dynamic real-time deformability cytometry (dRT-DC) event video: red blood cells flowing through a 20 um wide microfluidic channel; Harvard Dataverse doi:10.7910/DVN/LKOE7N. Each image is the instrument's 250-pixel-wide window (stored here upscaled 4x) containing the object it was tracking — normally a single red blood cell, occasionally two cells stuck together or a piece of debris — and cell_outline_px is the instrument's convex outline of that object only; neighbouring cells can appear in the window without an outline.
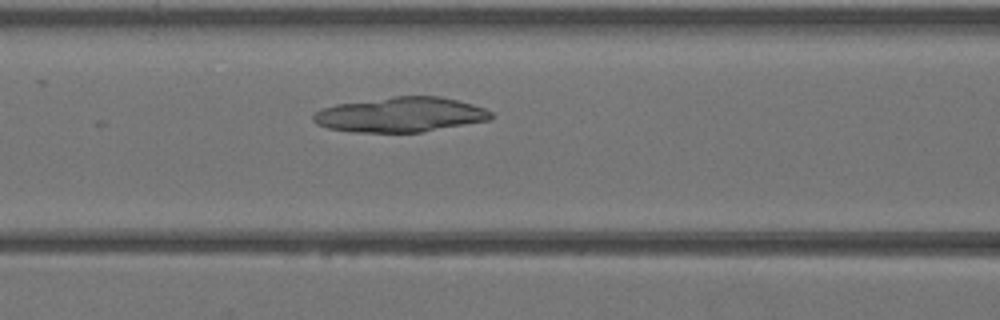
{"species": "Egyptian fruit bat (a non-hibernating species)", "species_latin": "Rousettus aegyptiacus", "temperature_condition": "warm", "stored_images_in_passage": 21, "camera_frame_rate_fps": 3000, "um_per_image_px": 0.085, "animal": {"sex": "female"}, "frame": {"image": 1, "passage_image": 5, "time_ms": 1.333, "image_size_px": [1000, 320], "cell_outline_px": [[492, 120], [420, 132], [352, 132], [328, 128], [316, 124], [312, 120], [312, 116], [320, 108], [336, 104], [396, 96], [440, 96], [472, 104], [484, 108], [492, 112]], "centroid_in_image_um": [34.03, 9.75], "position_along_channel_um": 132.6, "area_um2": 36.13}}
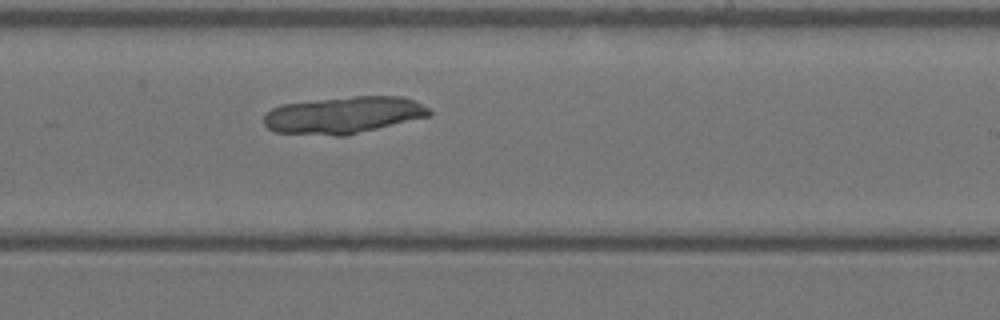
{"frame": {"image": 2, "passage_image": 13, "time_ms": 4.0, "image_size_px": [1000, 320], "cell_outline_px": [[432, 116], [348, 136], [336, 136], [272, 132], [264, 124], [264, 116], [272, 108], [280, 104], [352, 96], [404, 96], [428, 108], [432, 112]], "centroid_in_image_um": [29.22, 9.79], "position_along_channel_um": 259.8, "area_um2": 36.07}}
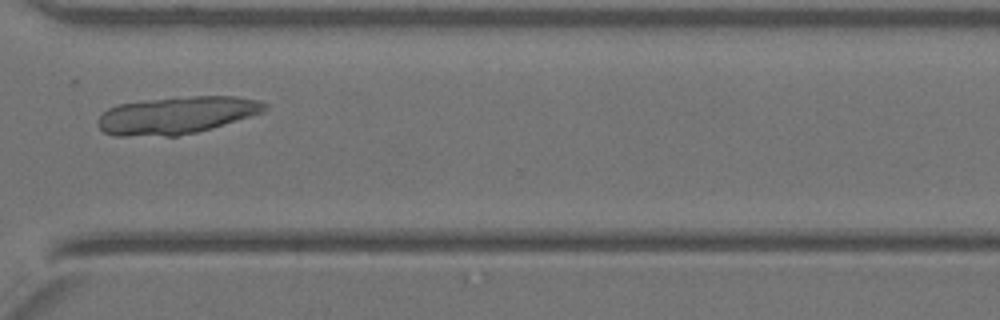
{"frame": {"image": 3, "passage_image": 19, "time_ms": 6.0, "image_size_px": [1000, 320], "cell_outline_px": [[268, 108], [264, 112], [252, 116], [196, 132], [176, 136], [112, 136], [104, 132], [96, 124], [96, 120], [108, 108], [120, 104], [144, 100], [192, 96], [236, 96], [260, 100], [268, 104]], "centroid_in_image_um": [15.01, 9.79], "position_along_channel_um": 355.6, "area_um2": 36.47}}